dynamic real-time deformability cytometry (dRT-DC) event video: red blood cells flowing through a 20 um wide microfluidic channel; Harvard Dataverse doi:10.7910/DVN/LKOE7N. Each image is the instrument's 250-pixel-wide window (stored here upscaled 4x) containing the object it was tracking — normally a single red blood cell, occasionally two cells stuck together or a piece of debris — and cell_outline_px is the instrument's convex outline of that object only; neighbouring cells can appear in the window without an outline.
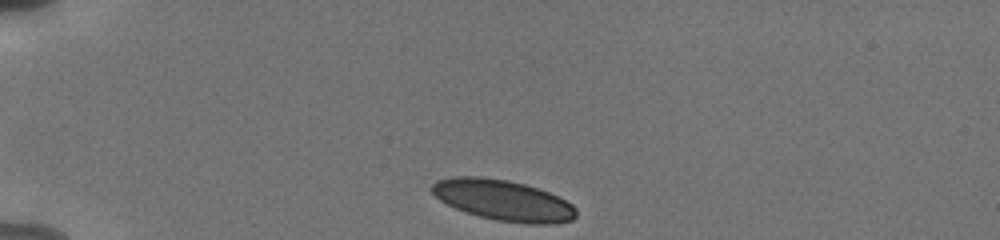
{"species": "human", "species_latin": "Homo sapiens", "temperature_condition": "cold", "stored_images_in_passage": 36, "camera_frame_rate_fps": 3000, "um_per_image_px": 0.085, "donor": {"sex": "male"}, "frame": {"image": 1, "passage_image": 1, "time_ms": 0.0, "image_size_px": [1000, 240], "cell_outline_px": [[576, 216], [572, 220], [552, 224], [528, 224], [496, 220], [480, 216], [456, 208], [440, 200], [432, 192], [432, 184], [436, 180], [452, 176], [480, 176], [508, 180], [524, 184], [548, 192], [572, 204], [576, 208]], "centroid_in_image_um": [42.77, 17.01], "position_along_channel_um": 42.2, "area_um2": 34.04}}
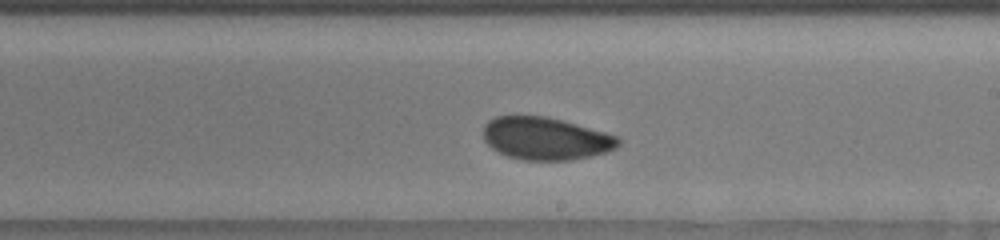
{"frame": {"image": 2, "passage_image": 21, "time_ms": 6.667, "image_size_px": [1000, 240], "cell_outline_px": [[620, 144], [616, 148], [608, 152], [568, 160], [524, 160], [508, 156], [492, 148], [484, 140], [484, 124], [488, 120], [496, 116], [544, 116], [576, 124], [620, 136]], "centroid_in_image_um": [46.4, 11.77], "position_along_channel_um": 242.6, "area_um2": 33.35}}
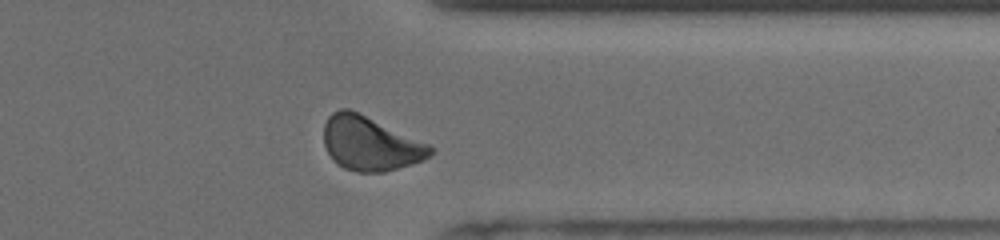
{"frame": {"image": 3, "passage_image": 32, "time_ms": 10.333, "image_size_px": [1000, 240], "cell_outline_px": [[436, 148], [432, 156], [412, 164], [384, 172], [356, 172], [344, 168], [332, 160], [324, 144], [324, 124], [328, 116], [332, 112], [340, 108], [348, 108], [428, 144]], "centroid_in_image_um": [31.46, 12.21], "position_along_channel_um": 379.9, "area_um2": 33.41}, "authors_computed_cell_mechanics": {"area_um2": 34.102, "velocity_mm_per_s": 3.7721, "shape_relaxation_time_tau1_ms": 6.782, "shape_relaxation_time_tau2_ms": 1.4133, "deformation_change_tau1": 0.1173, "deformation_change_tau2": 0.0504}}